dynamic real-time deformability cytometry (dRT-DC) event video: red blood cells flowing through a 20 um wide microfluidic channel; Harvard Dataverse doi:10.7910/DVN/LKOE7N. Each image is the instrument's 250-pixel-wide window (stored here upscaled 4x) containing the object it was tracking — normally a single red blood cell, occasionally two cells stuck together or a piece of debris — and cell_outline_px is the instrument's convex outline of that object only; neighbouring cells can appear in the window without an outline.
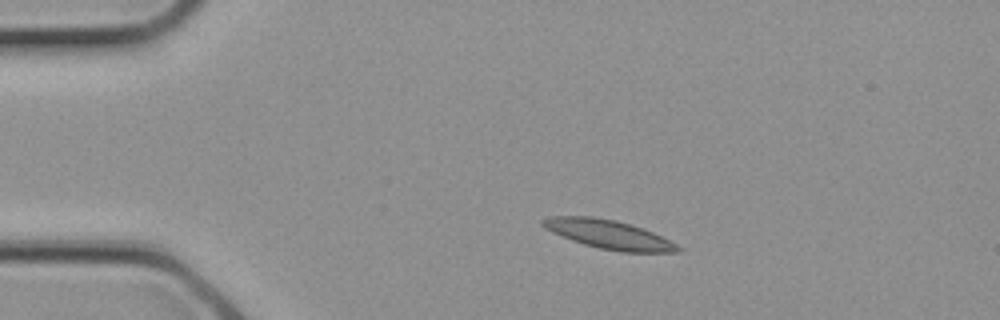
{"species": "common noctule bat (a hibernating species)", "species_latin": "Nyctalus noctula", "temperature_condition": "cold", "stored_images_in_passage": 2, "camera_frame_rate_fps": 3000, "um_per_image_px": 0.085, "animal": {"sex": "female", "body_mass_g": 21.9}, "frame": {"image": 1, "passage_image": 1, "time_ms": 0.0, "image_size_px": [1000, 320], "cell_outline_px": [[684, 248], [680, 252], [620, 252], [600, 248], [584, 244], [572, 240], [552, 232], [544, 228], [540, 224], [540, 220], [548, 216], [592, 216], [616, 220], [644, 228]], "centroid_in_image_um": [51.72, 19.92], "position_along_channel_um": 33.3, "area_um2": 22.77}}